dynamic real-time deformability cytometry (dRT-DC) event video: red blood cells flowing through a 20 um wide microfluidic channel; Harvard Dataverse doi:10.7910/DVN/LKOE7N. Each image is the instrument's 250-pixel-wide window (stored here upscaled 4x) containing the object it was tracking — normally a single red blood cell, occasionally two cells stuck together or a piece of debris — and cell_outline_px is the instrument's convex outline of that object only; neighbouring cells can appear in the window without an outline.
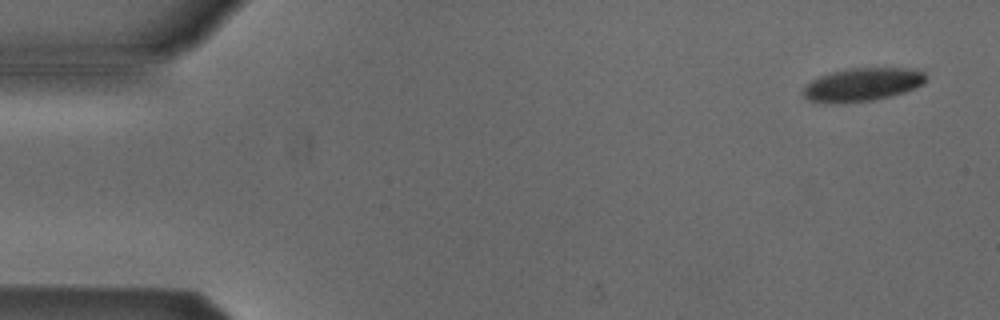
{"species": "Egyptian fruit bat (a non-hibernating species)", "species_latin": "Rousettus aegyptiacus", "temperature_condition": "cold", "stored_images_in_passage": 6, "camera_frame_rate_fps": 3000, "um_per_image_px": 0.085, "animal": {"sex": "male"}, "frame": {"image": 1, "passage_image": 1, "time_ms": 0.0, "image_size_px": [1000, 320], "cell_outline_px": [[928, 80], [924, 84], [916, 88], [892, 96], [872, 100], [836, 104], [824, 104], [808, 100], [804, 96], [804, 88], [812, 80], [820, 76], [832, 72], [852, 68], [920, 68], [928, 76]], "centroid_in_image_um": [73.37, 7.19], "position_along_channel_um": 11.6, "area_um2": 24.16}}
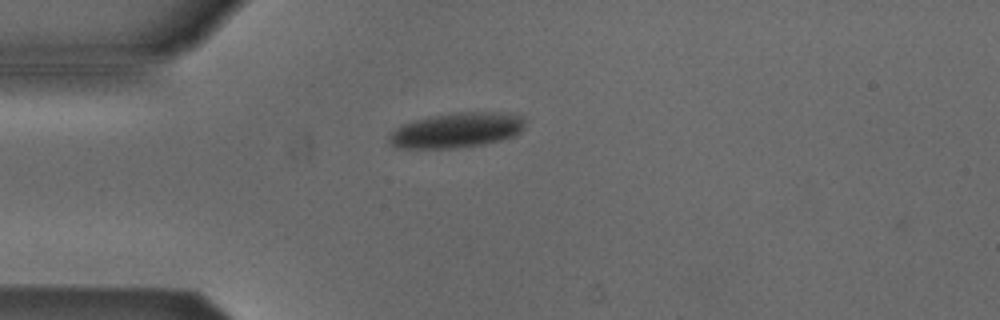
{"frame": {"image": 2, "passage_image": 4, "time_ms": 3.667, "image_size_px": [1000, 320], "cell_outline_px": [[524, 128], [520, 132], [512, 136], [500, 140], [484, 144], [456, 148], [392, 148], [388, 144], [388, 132], [400, 124], [428, 116], [460, 112], [500, 112], [524, 116]], "centroid_in_image_um": [38.73, 11.07], "position_along_channel_um": 46.3, "area_um2": 28.21}}
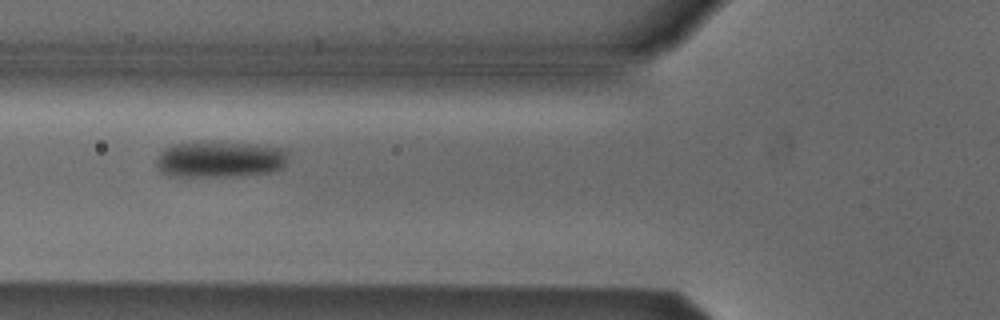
{"frame": {"image": 3, "passage_image": 6, "time_ms": 5.667, "image_size_px": [1000, 320], "cell_outline_px": [[288, 160], [280, 168], [272, 172], [224, 176], [168, 176], [160, 172], [156, 164], [156, 160], [160, 152], [164, 148], [172, 144], [212, 140], [256, 144], [280, 148], [288, 152]], "centroid_in_image_um": [18.65, 13.51], "position_along_channel_um": 107.2, "area_um2": 28.32}}